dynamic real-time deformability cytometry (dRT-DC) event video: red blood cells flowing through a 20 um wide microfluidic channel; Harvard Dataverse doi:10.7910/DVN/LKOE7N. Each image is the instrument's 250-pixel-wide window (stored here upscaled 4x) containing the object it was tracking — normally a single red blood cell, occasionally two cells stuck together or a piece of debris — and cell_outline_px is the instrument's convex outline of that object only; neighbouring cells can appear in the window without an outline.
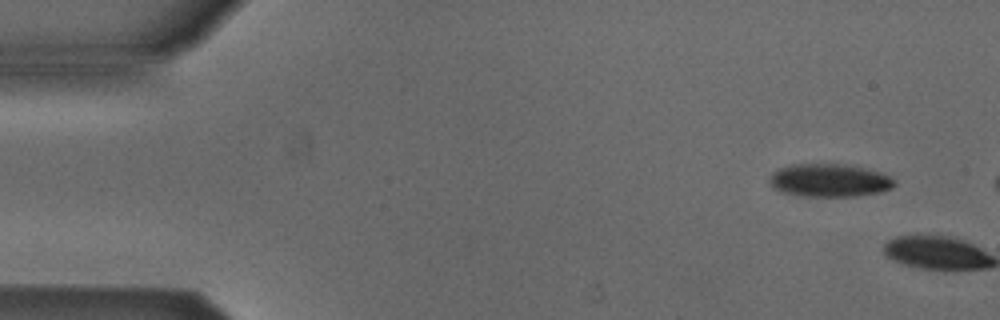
{"species": "Egyptian fruit bat (a non-hibernating species)", "species_latin": "Rousettus aegyptiacus", "temperature_condition": "cold", "stored_images_in_passage": 2, "camera_frame_rate_fps": 3000, "um_per_image_px": 0.085, "animal": {"sex": "male"}, "frame": {"image": 1, "passage_image": 1, "time_ms": 0.0, "image_size_px": [1000, 320], "cell_outline_px": [[896, 184], [892, 188], [880, 192], [856, 196], [808, 196], [784, 192], [776, 188], [768, 180], [772, 172], [780, 168], [792, 164], [844, 164], [864, 168], [880, 172], [888, 176]], "centroid_in_image_um": [70.51, 15.32], "position_along_channel_um": 14.5, "area_um2": 23.7}}